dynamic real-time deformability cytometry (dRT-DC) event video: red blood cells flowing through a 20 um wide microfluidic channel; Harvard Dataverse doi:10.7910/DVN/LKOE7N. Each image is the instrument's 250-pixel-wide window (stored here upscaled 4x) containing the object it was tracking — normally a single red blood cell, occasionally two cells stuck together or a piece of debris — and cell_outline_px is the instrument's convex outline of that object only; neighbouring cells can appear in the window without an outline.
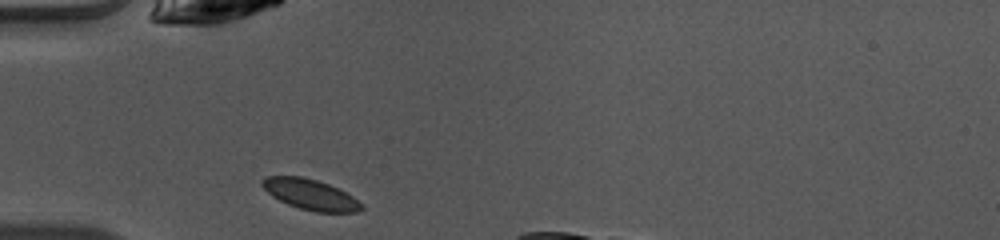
{"species": "common noctule bat (a hibernating species)", "species_latin": "Nyctalus noctula", "temperature_condition": "warm", "stored_images_in_passage": 11, "camera_frame_rate_fps": 3000, "um_per_image_px": 0.085, "animal": {"sex": "female", "body_mass_g": 10.0, "forearm_length_mm": 53.1}, "frame": {"image": 1, "passage_image": 1, "time_ms": 0.0, "image_size_px": [1000, 240], "cell_outline_px": [[364, 208], [356, 212], [316, 212], [300, 208], [288, 204], [272, 196], [260, 184], [260, 180], [264, 176], [300, 176], [316, 180], [328, 184], [352, 196], [364, 204]], "centroid_in_image_um": [26.37, 16.53], "position_along_channel_um": 58.6, "area_um2": 17.57}}
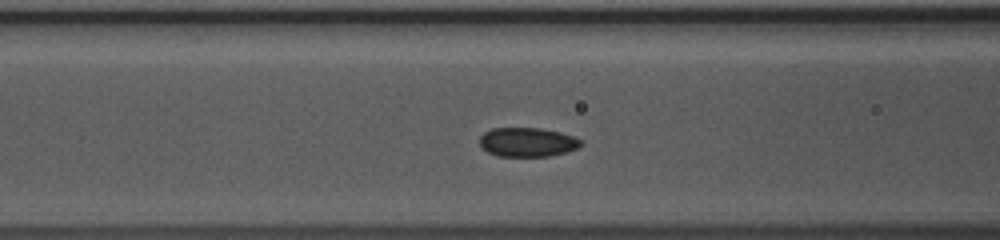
{"frame": {"image": 2, "passage_image": 6, "time_ms": 1.667, "image_size_px": [1000, 240], "cell_outline_px": [[584, 144], [576, 148], [564, 152], [548, 156], [496, 156], [488, 152], [480, 144], [480, 136], [484, 132], [492, 128], [540, 128], [560, 132], [572, 136], [580, 140]], "centroid_in_image_um": [44.81, 12.07], "position_along_channel_um": 121.8, "area_um2": 17.05}}
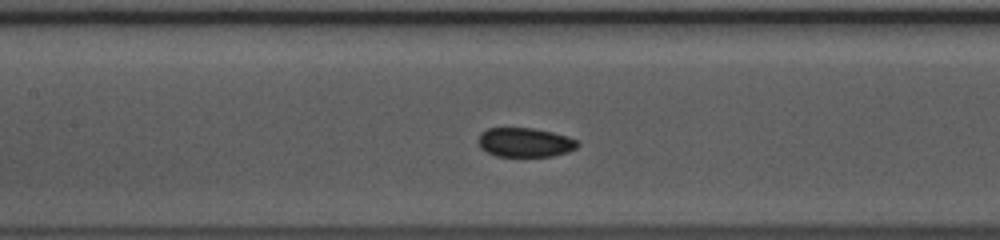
{"frame": {"image": 3, "passage_image": 9, "time_ms": 2.667, "image_size_px": [1000, 240], "cell_outline_px": [[580, 144], [576, 148], [568, 152], [552, 156], [496, 156], [480, 148], [480, 132], [488, 128], [532, 128], [552, 132], [568, 136], [580, 140]], "centroid_in_image_um": [44.68, 12.1], "position_along_channel_um": 162.7, "area_um2": 16.94}}